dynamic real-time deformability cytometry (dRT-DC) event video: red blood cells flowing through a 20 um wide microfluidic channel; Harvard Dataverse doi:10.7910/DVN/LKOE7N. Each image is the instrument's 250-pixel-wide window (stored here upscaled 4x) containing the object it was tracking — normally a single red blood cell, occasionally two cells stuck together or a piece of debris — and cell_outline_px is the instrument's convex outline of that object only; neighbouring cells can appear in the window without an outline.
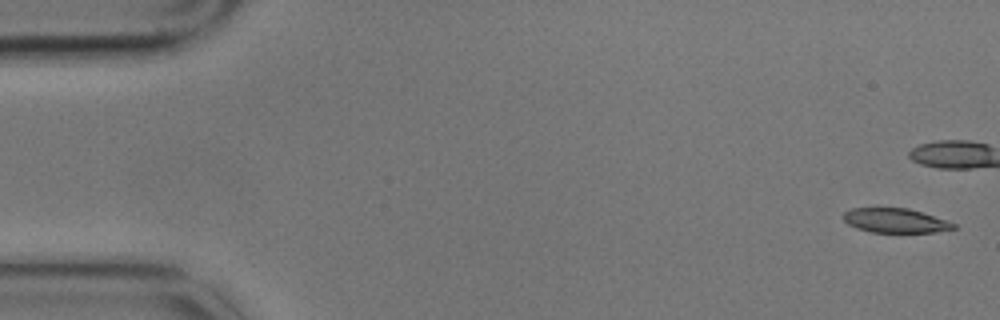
{"species": "common noctule bat (a hibernating species)", "species_latin": "Nyctalus noctula", "temperature_condition": "cold", "stored_images_in_passage": 7, "camera_frame_rate_fps": 3000, "um_per_image_px": 0.085, "animal": {"sex": "male", "body_mass_g": 17.9}, "frame": {"image": 1, "passage_image": 1, "time_ms": 0.0, "image_size_px": [1000, 320], "cell_outline_px": [[956, 228], [936, 232], [872, 232], [856, 228], [848, 224], [844, 220], [844, 212], [852, 208], [908, 208], [956, 224]], "centroid_in_image_um": [76.07, 18.75], "position_along_channel_um": 8.9, "area_um2": 15.37}}